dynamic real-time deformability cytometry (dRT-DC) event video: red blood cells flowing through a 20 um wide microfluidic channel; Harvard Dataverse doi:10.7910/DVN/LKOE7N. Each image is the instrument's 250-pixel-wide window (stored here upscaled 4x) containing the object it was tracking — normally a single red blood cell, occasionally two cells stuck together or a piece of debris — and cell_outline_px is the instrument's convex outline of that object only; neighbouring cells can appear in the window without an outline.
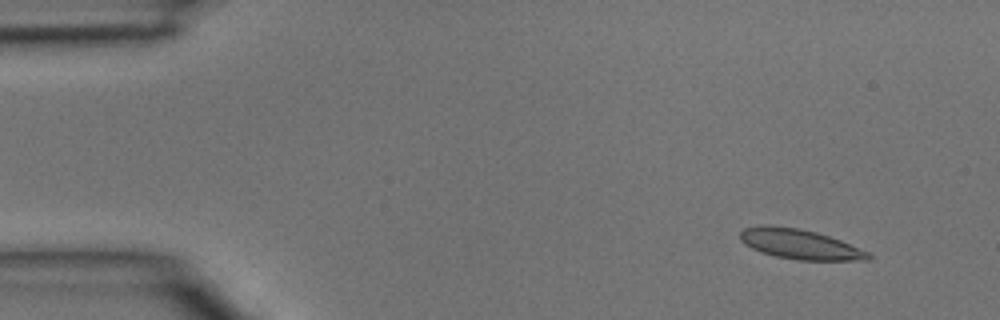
{"species": "common noctule bat (a hibernating species)", "species_latin": "Nyctalus noctula", "temperature_condition": "room temperature", "stored_images_in_passage": 4, "camera_frame_rate_fps": 3000, "um_per_image_px": 0.085, "animal": {"sex": "male", "body_mass_g": 15.6}, "frame": {"image": 1, "passage_image": 2, "time_ms": 0.333, "image_size_px": [1000, 320], "cell_outline_px": [[872, 260], [796, 260], [776, 256], [760, 252], [744, 244], [740, 240], [740, 232], [744, 228], [764, 224], [768, 224], [800, 228], [816, 232], [840, 240], [868, 252], [872, 256]], "centroid_in_image_um": [67.95, 20.75], "position_along_channel_um": 17.0, "area_um2": 22.43}}